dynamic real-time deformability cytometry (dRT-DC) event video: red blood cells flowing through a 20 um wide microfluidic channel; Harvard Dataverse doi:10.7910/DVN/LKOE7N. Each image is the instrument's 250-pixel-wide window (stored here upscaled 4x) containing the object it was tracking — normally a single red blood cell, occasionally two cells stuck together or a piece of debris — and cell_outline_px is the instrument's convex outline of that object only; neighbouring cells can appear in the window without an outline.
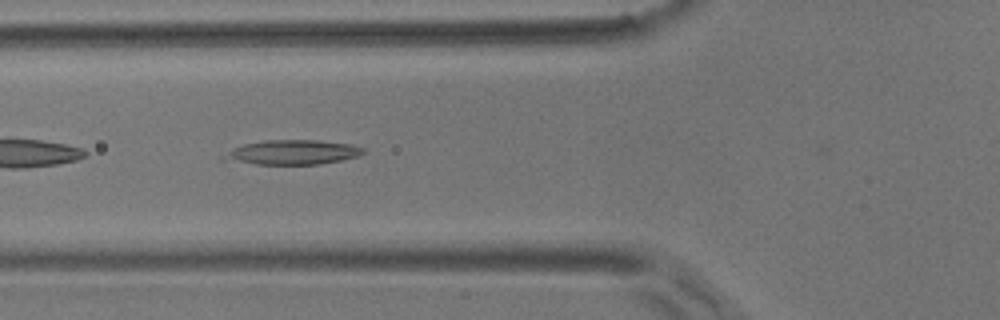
{"species": "common noctule bat (a hibernating species)", "species_latin": "Nyctalus noctula", "temperature_condition": "room temperature", "stored_images_in_passage": 55, "camera_frame_rate_fps": 3000, "um_per_image_px": 0.085, "animal": {"sex": "male", "body_mass_g": 17.9}, "frame": {"image": 1, "passage_image": 19, "time_ms": 6.0, "image_size_px": [1000, 320], "cell_outline_px": [[364, 152], [360, 156], [320, 164], [256, 164], [220, 160], [220, 156], [232, 148], [244, 144], [264, 140], [320, 140], [352, 144], [364, 148]], "centroid_in_image_um": [24.82, 12.94], "position_along_channel_um": 101.0, "area_um2": 20.17}}
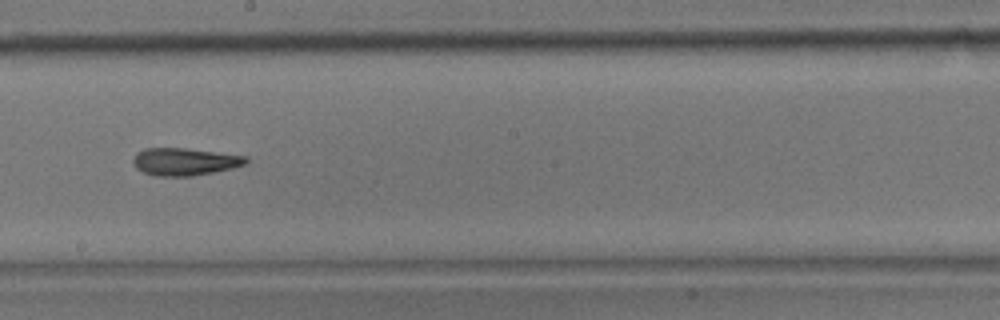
{"frame": {"image": 2, "passage_image": 30, "time_ms": 9.667, "image_size_px": [1000, 320], "cell_outline_px": [[248, 160], [244, 164], [232, 168], [192, 176], [156, 176], [144, 172], [136, 168], [132, 164], [132, 160], [136, 152], [144, 148], [188, 148], [248, 156]], "centroid_in_image_um": [15.66, 13.73], "position_along_channel_um": 232.5, "area_um2": 18.15}}
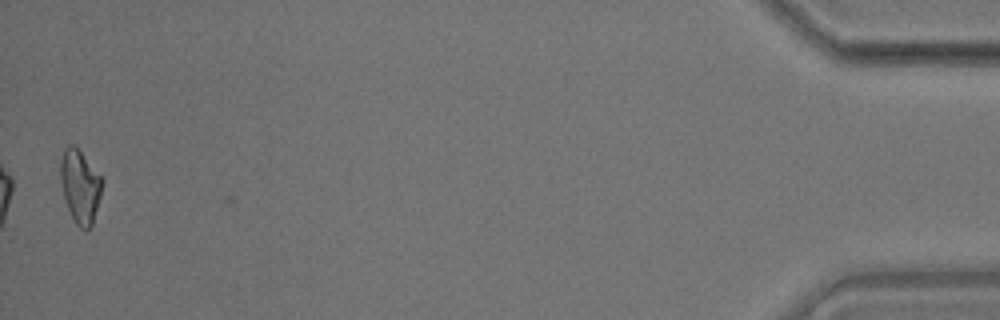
{"frame": {"image": 3, "passage_image": 54, "time_ms": 17.667, "image_size_px": [1000, 320], "cell_outline_px": [[104, 180], [100, 196], [92, 224], [84, 232], [76, 224], [68, 208], [64, 196], [60, 180], [60, 160], [64, 148], [68, 144], [72, 144], [80, 152]], "centroid_in_image_um": [6.8, 15.84], "position_along_channel_um": 428.4, "area_um2": 17.51}, "authors_computed_cell_mechanics": {"area_um2": 18.0914, "velocity_mm_per_s": 3.5895, "shape_relaxation_time_tau1_ms": null, "shape_relaxation_time_tau2_ms": 7.2607, "deformation_change_tau1": null, "deformation_change_tau2": 0.1421}}